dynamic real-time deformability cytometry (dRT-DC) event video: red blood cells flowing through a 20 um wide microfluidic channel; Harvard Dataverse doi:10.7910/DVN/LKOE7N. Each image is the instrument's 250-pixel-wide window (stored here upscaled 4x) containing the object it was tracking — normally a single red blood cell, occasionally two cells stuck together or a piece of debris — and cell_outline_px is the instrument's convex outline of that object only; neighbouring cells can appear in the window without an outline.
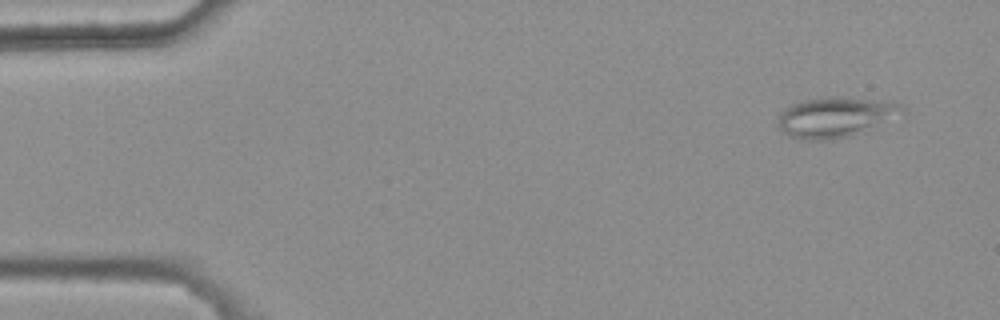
{"species": "common noctule bat (a hibernating species)", "species_latin": "Nyctalus noctula", "temperature_condition": "warm", "stored_images_in_passage": 6, "camera_frame_rate_fps": 3000, "um_per_image_px": 0.085, "animal": {"sex": "female", "body_mass_g": 25.1}, "frame": {"image": 1, "passage_image": 1, "time_ms": 0.0, "image_size_px": [1000, 320], "cell_outline_px": [[904, 108], [876, 128], [852, 136], [828, 140], [808, 140], [788, 136], [776, 124], [780, 112], [792, 104], [804, 100], [832, 96], [840, 96], [904, 104]], "centroid_in_image_um": [70.95, 9.97], "position_along_channel_um": 14.1, "area_um2": 28.9}}
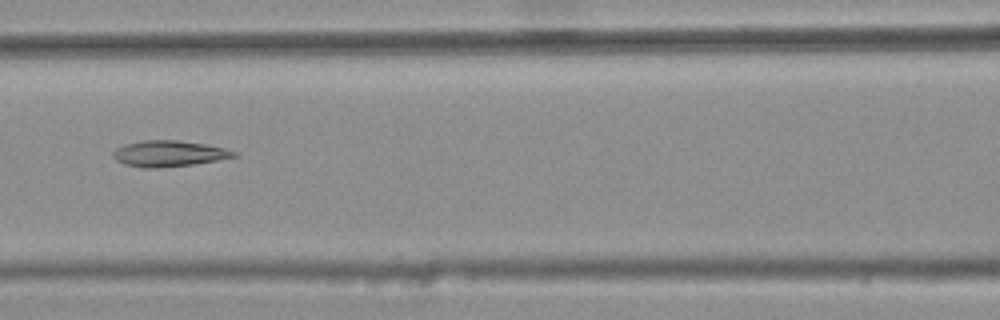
{"frame": {"image": 2, "passage_image": 6, "time_ms": 1.667, "image_size_px": [1000, 320], "cell_outline_px": [[236, 156], [216, 160], [192, 164], [156, 168], [140, 168], [124, 164], [116, 160], [112, 156], [112, 152], [116, 148], [124, 144], [140, 140], [180, 140], [204, 144], [224, 148], [236, 152]], "centroid_in_image_um": [14.27, 13.05], "position_along_channel_um": 152.3, "area_um2": 18.26}}